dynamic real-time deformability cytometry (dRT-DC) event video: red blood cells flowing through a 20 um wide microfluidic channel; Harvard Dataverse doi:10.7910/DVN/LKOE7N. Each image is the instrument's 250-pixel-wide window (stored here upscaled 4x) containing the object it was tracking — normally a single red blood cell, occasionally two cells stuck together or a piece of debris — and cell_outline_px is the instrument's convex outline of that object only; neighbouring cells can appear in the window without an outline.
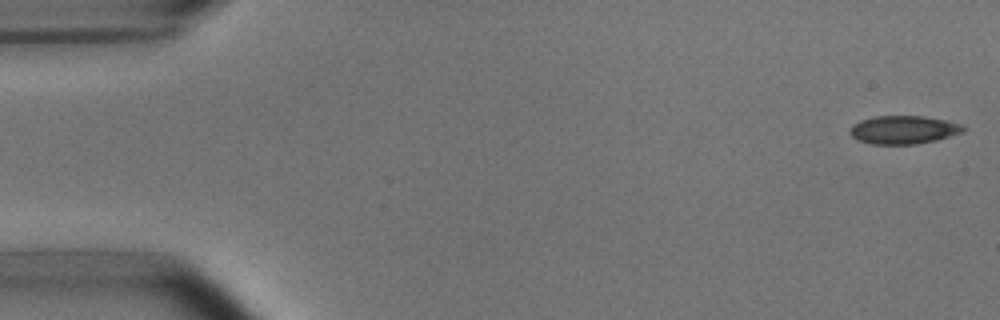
{"species": "common noctule bat (a hibernating species)", "species_latin": "Nyctalus noctula", "temperature_condition": "room temperature", "stored_images_in_passage": 5, "camera_frame_rate_fps": 3000, "um_per_image_px": 0.085, "animal": {"sex": "male", "body_mass_g": 15.6}, "frame": {"image": 1, "passage_image": 1, "time_ms": 0.0, "image_size_px": [1000, 320], "cell_outline_px": [[964, 132], [936, 140], [916, 144], [872, 144], [856, 140], [848, 132], [852, 124], [860, 120], [876, 116], [924, 116], [964, 124]], "centroid_in_image_um": [76.78, 11.03], "position_along_channel_um": 8.2, "area_um2": 18.79}}